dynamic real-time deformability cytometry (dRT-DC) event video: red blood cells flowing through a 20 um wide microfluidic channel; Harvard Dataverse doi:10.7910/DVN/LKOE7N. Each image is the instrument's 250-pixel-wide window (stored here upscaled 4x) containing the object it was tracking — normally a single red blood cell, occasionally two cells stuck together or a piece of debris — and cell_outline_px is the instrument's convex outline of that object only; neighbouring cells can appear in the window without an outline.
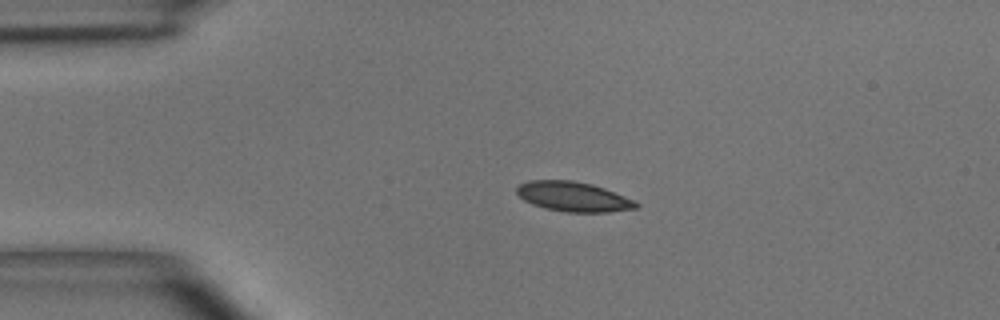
{"species": "common noctule bat (a hibernating species)", "species_latin": "Nyctalus noctula", "temperature_condition": "room temperature", "stored_images_in_passage": 4, "camera_frame_rate_fps": 3000, "um_per_image_px": 0.085, "animal": {"sex": "male", "body_mass_g": 15.6}, "frame": {"image": 1, "passage_image": 3, "time_ms": 2.333, "image_size_px": [1000, 320], "cell_outline_px": [[640, 208], [608, 212], [564, 212], [544, 208], [532, 204], [524, 200], [516, 192], [516, 188], [520, 184], [528, 180], [572, 180], [592, 184], [604, 188], [636, 200], [640, 204]], "centroid_in_image_um": [48.77, 16.72], "position_along_channel_um": 36.2, "area_um2": 20.92}}